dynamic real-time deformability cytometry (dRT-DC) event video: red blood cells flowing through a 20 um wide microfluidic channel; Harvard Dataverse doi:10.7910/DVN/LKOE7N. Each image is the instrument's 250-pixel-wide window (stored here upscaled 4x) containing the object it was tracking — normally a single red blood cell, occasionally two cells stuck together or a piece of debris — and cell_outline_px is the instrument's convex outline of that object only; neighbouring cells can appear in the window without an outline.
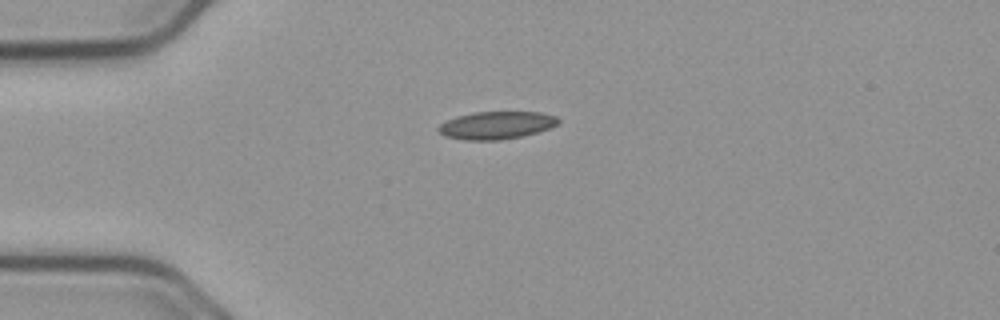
{"species": "common noctule bat (a hibernating species)", "species_latin": "Nyctalus noctula", "temperature_condition": "cold", "stored_images_in_passage": 35, "camera_frame_rate_fps": 3000, "um_per_image_px": 0.085, "animal": {"sex": "male", "body_mass_g": 23.1, "forearm_length_mm": 52.7}, "frame": {"image": 1, "passage_image": 1, "time_ms": 0.0, "image_size_px": [1000, 320], "cell_outline_px": [[560, 124], [552, 128], [520, 136], [500, 140], [464, 140], [444, 136], [436, 128], [440, 124], [456, 116], [472, 112], [540, 112], [556, 116], [560, 120]], "centroid_in_image_um": [42.21, 10.64], "position_along_channel_um": 42.8, "area_um2": 19.42}}
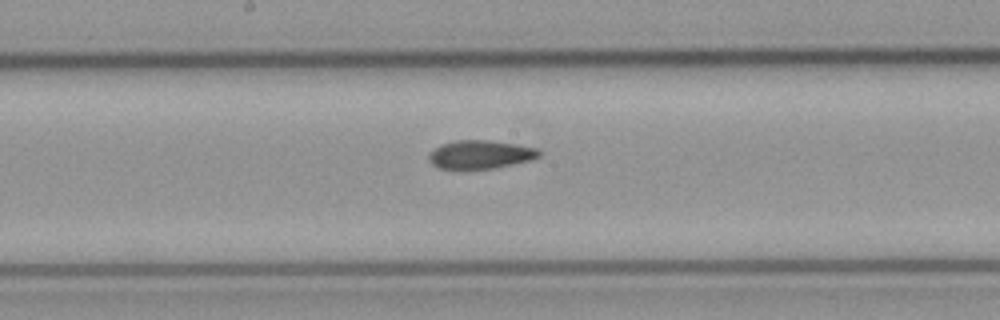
{"frame": {"image": 2, "passage_image": 16, "time_ms": 5.0, "image_size_px": [1000, 320], "cell_outline_px": [[540, 156], [532, 160], [492, 168], [464, 172], [460, 172], [440, 168], [432, 164], [428, 160], [428, 156], [440, 144], [456, 140], [488, 140], [536, 148], [540, 152]], "centroid_in_image_um": [40.76, 13.18], "position_along_channel_um": 207.4, "area_um2": 18.67}}
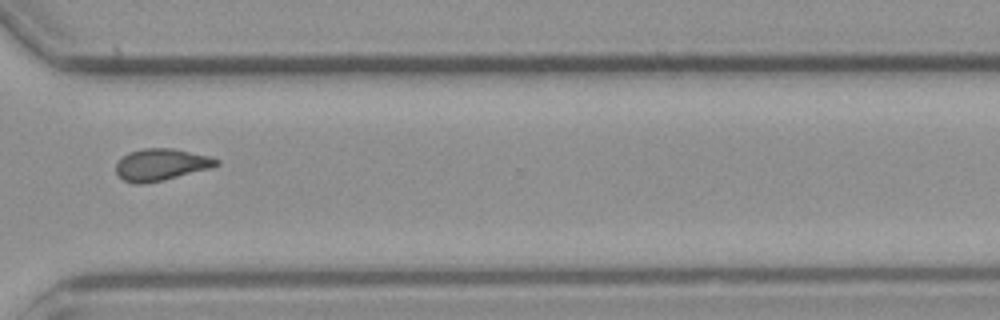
{"frame": {"image": 3, "passage_image": 28, "time_ms": 9.0, "image_size_px": [1000, 320], "cell_outline_px": [[220, 164], [212, 168], [164, 180], [144, 184], [136, 184], [124, 180], [116, 172], [116, 164], [128, 152], [144, 148], [172, 148], [208, 156], [220, 160]], "centroid_in_image_um": [13.71, 14.0], "position_along_channel_um": 356.9, "area_um2": 18.61}, "authors_computed_cell_mechanics": {"area_um2": 18.5538, "velocity_mm_per_s": 3.7518, "shape_relaxation_time_tau1_ms": null, "shape_relaxation_time_tau2_ms": 3.5549, "deformation_change_tau1": null, "deformation_change_tau2": 0.0852}}